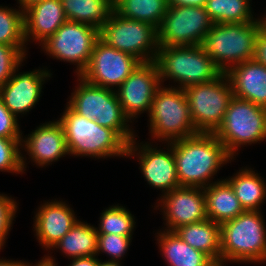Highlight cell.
Returning <instances> with one entry per match:
<instances>
[{"mask_svg":"<svg viewBox=\"0 0 266 266\" xmlns=\"http://www.w3.org/2000/svg\"><path fill=\"white\" fill-rule=\"evenodd\" d=\"M170 144L180 187L205 188L220 181L224 178L214 176L235 160L214 133H197Z\"/></svg>","mask_w":266,"mask_h":266,"instance_id":"obj_1","label":"cell"},{"mask_svg":"<svg viewBox=\"0 0 266 266\" xmlns=\"http://www.w3.org/2000/svg\"><path fill=\"white\" fill-rule=\"evenodd\" d=\"M60 116L57 120L63 127L69 156L127 159L128 143L115 130L76 113L68 104Z\"/></svg>","mask_w":266,"mask_h":266,"instance_id":"obj_2","label":"cell"},{"mask_svg":"<svg viewBox=\"0 0 266 266\" xmlns=\"http://www.w3.org/2000/svg\"><path fill=\"white\" fill-rule=\"evenodd\" d=\"M261 211H244L220 224L221 266L266 264V222Z\"/></svg>","mask_w":266,"mask_h":266,"instance_id":"obj_3","label":"cell"},{"mask_svg":"<svg viewBox=\"0 0 266 266\" xmlns=\"http://www.w3.org/2000/svg\"><path fill=\"white\" fill-rule=\"evenodd\" d=\"M155 62L161 85L185 89L218 78L222 71L206 53L202 45L159 47ZM169 85H165V81ZM170 81L177 85H170Z\"/></svg>","mask_w":266,"mask_h":266,"instance_id":"obj_4","label":"cell"},{"mask_svg":"<svg viewBox=\"0 0 266 266\" xmlns=\"http://www.w3.org/2000/svg\"><path fill=\"white\" fill-rule=\"evenodd\" d=\"M75 77L77 86H74L66 103L76 113L115 130L128 144L138 136L123 112L116 90L95 86L80 76Z\"/></svg>","mask_w":266,"mask_h":266,"instance_id":"obj_5","label":"cell"},{"mask_svg":"<svg viewBox=\"0 0 266 266\" xmlns=\"http://www.w3.org/2000/svg\"><path fill=\"white\" fill-rule=\"evenodd\" d=\"M148 133L154 143H170L197 134L183 89L161 85L148 114ZM157 141V142H156Z\"/></svg>","mask_w":266,"mask_h":266,"instance_id":"obj_6","label":"cell"},{"mask_svg":"<svg viewBox=\"0 0 266 266\" xmlns=\"http://www.w3.org/2000/svg\"><path fill=\"white\" fill-rule=\"evenodd\" d=\"M259 30L258 20L213 24L202 46L222 73H226L232 66L254 59Z\"/></svg>","mask_w":266,"mask_h":266,"instance_id":"obj_7","label":"cell"},{"mask_svg":"<svg viewBox=\"0 0 266 266\" xmlns=\"http://www.w3.org/2000/svg\"><path fill=\"white\" fill-rule=\"evenodd\" d=\"M214 134L236 160L241 147L266 141V108L233 96Z\"/></svg>","mask_w":266,"mask_h":266,"instance_id":"obj_8","label":"cell"},{"mask_svg":"<svg viewBox=\"0 0 266 266\" xmlns=\"http://www.w3.org/2000/svg\"><path fill=\"white\" fill-rule=\"evenodd\" d=\"M99 39L136 57L141 63L155 61L157 57V28L150 23L119 16L115 11L99 29Z\"/></svg>","mask_w":266,"mask_h":266,"instance_id":"obj_9","label":"cell"},{"mask_svg":"<svg viewBox=\"0 0 266 266\" xmlns=\"http://www.w3.org/2000/svg\"><path fill=\"white\" fill-rule=\"evenodd\" d=\"M184 92L197 132L215 133L221 126L233 97L231 82L226 73L211 82L189 86Z\"/></svg>","mask_w":266,"mask_h":266,"instance_id":"obj_10","label":"cell"},{"mask_svg":"<svg viewBox=\"0 0 266 266\" xmlns=\"http://www.w3.org/2000/svg\"><path fill=\"white\" fill-rule=\"evenodd\" d=\"M99 29L85 23L67 20L40 46L49 58L75 65V76L87 68Z\"/></svg>","mask_w":266,"mask_h":266,"instance_id":"obj_11","label":"cell"},{"mask_svg":"<svg viewBox=\"0 0 266 266\" xmlns=\"http://www.w3.org/2000/svg\"><path fill=\"white\" fill-rule=\"evenodd\" d=\"M213 25L205 6L169 5L158 32V46L202 45Z\"/></svg>","mask_w":266,"mask_h":266,"instance_id":"obj_12","label":"cell"},{"mask_svg":"<svg viewBox=\"0 0 266 266\" xmlns=\"http://www.w3.org/2000/svg\"><path fill=\"white\" fill-rule=\"evenodd\" d=\"M137 138L139 137L136 136L128 144L127 158L138 160V169L147 184L155 190H160L161 196L180 187L172 145L163 143L161 148V144H154L153 141L140 142Z\"/></svg>","mask_w":266,"mask_h":266,"instance_id":"obj_13","label":"cell"},{"mask_svg":"<svg viewBox=\"0 0 266 266\" xmlns=\"http://www.w3.org/2000/svg\"><path fill=\"white\" fill-rule=\"evenodd\" d=\"M140 63L136 57L98 39L80 77L92 85L116 90Z\"/></svg>","mask_w":266,"mask_h":266,"instance_id":"obj_14","label":"cell"},{"mask_svg":"<svg viewBox=\"0 0 266 266\" xmlns=\"http://www.w3.org/2000/svg\"><path fill=\"white\" fill-rule=\"evenodd\" d=\"M160 86L158 66L155 61H151L140 63L116 89L123 112L132 124L143 113L149 114L154 95Z\"/></svg>","mask_w":266,"mask_h":266,"instance_id":"obj_15","label":"cell"},{"mask_svg":"<svg viewBox=\"0 0 266 266\" xmlns=\"http://www.w3.org/2000/svg\"><path fill=\"white\" fill-rule=\"evenodd\" d=\"M158 197L153 209H160L163 215L166 227L162 230L174 232L181 226L208 219L203 188L178 187Z\"/></svg>","mask_w":266,"mask_h":266,"instance_id":"obj_16","label":"cell"},{"mask_svg":"<svg viewBox=\"0 0 266 266\" xmlns=\"http://www.w3.org/2000/svg\"><path fill=\"white\" fill-rule=\"evenodd\" d=\"M25 59L15 68L12 77L0 87V97L8 110L17 118L27 116V113L39 104L44 84L52 78L51 69L47 66L32 71L19 70L25 65ZM24 63V64H23Z\"/></svg>","mask_w":266,"mask_h":266,"instance_id":"obj_17","label":"cell"},{"mask_svg":"<svg viewBox=\"0 0 266 266\" xmlns=\"http://www.w3.org/2000/svg\"><path fill=\"white\" fill-rule=\"evenodd\" d=\"M25 152V153H24ZM28 155V157L26 156ZM69 156L61 123L54 119L45 121L36 126L30 134H22L21 138V164L23 171L26 172L27 164L33 163L38 168H46ZM30 160L29 162L27 161Z\"/></svg>","mask_w":266,"mask_h":266,"instance_id":"obj_18","label":"cell"},{"mask_svg":"<svg viewBox=\"0 0 266 266\" xmlns=\"http://www.w3.org/2000/svg\"><path fill=\"white\" fill-rule=\"evenodd\" d=\"M67 200H44L34 212L33 232L37 243L46 252L61 240L79 221Z\"/></svg>","mask_w":266,"mask_h":266,"instance_id":"obj_19","label":"cell"},{"mask_svg":"<svg viewBox=\"0 0 266 266\" xmlns=\"http://www.w3.org/2000/svg\"><path fill=\"white\" fill-rule=\"evenodd\" d=\"M67 21L61 0H43L24 11L26 45L36 42L38 47Z\"/></svg>","mask_w":266,"mask_h":266,"instance_id":"obj_20","label":"cell"},{"mask_svg":"<svg viewBox=\"0 0 266 266\" xmlns=\"http://www.w3.org/2000/svg\"><path fill=\"white\" fill-rule=\"evenodd\" d=\"M226 75L233 96L266 108V66L253 59L232 66Z\"/></svg>","mask_w":266,"mask_h":266,"instance_id":"obj_21","label":"cell"},{"mask_svg":"<svg viewBox=\"0 0 266 266\" xmlns=\"http://www.w3.org/2000/svg\"><path fill=\"white\" fill-rule=\"evenodd\" d=\"M98 232L95 225L87 223V221L79 220L71 230L59 240L47 253L44 259L58 266L56 258L52 253L61 252L63 257L68 259L78 257L97 256ZM57 249V250H56Z\"/></svg>","mask_w":266,"mask_h":266,"instance_id":"obj_22","label":"cell"},{"mask_svg":"<svg viewBox=\"0 0 266 266\" xmlns=\"http://www.w3.org/2000/svg\"><path fill=\"white\" fill-rule=\"evenodd\" d=\"M157 231L156 244L168 266H218L208 255L189 246L175 232Z\"/></svg>","mask_w":266,"mask_h":266,"instance_id":"obj_23","label":"cell"},{"mask_svg":"<svg viewBox=\"0 0 266 266\" xmlns=\"http://www.w3.org/2000/svg\"><path fill=\"white\" fill-rule=\"evenodd\" d=\"M224 179L232 187L245 211H262L261 206L266 201V180L257 170L246 165Z\"/></svg>","mask_w":266,"mask_h":266,"instance_id":"obj_24","label":"cell"},{"mask_svg":"<svg viewBox=\"0 0 266 266\" xmlns=\"http://www.w3.org/2000/svg\"><path fill=\"white\" fill-rule=\"evenodd\" d=\"M176 235L221 266L220 224L210 219L179 227Z\"/></svg>","mask_w":266,"mask_h":266,"instance_id":"obj_25","label":"cell"},{"mask_svg":"<svg viewBox=\"0 0 266 266\" xmlns=\"http://www.w3.org/2000/svg\"><path fill=\"white\" fill-rule=\"evenodd\" d=\"M203 190L206 196L207 217L213 222L222 224L245 211L225 179L214 182Z\"/></svg>","mask_w":266,"mask_h":266,"instance_id":"obj_26","label":"cell"},{"mask_svg":"<svg viewBox=\"0 0 266 266\" xmlns=\"http://www.w3.org/2000/svg\"><path fill=\"white\" fill-rule=\"evenodd\" d=\"M67 20L100 29L114 12L112 0H61Z\"/></svg>","mask_w":266,"mask_h":266,"instance_id":"obj_27","label":"cell"},{"mask_svg":"<svg viewBox=\"0 0 266 266\" xmlns=\"http://www.w3.org/2000/svg\"><path fill=\"white\" fill-rule=\"evenodd\" d=\"M169 7L168 0H115L114 11L122 17L150 23L157 29Z\"/></svg>","mask_w":266,"mask_h":266,"instance_id":"obj_28","label":"cell"},{"mask_svg":"<svg viewBox=\"0 0 266 266\" xmlns=\"http://www.w3.org/2000/svg\"><path fill=\"white\" fill-rule=\"evenodd\" d=\"M251 6L252 0H207L205 3L213 24L257 21Z\"/></svg>","mask_w":266,"mask_h":266,"instance_id":"obj_29","label":"cell"},{"mask_svg":"<svg viewBox=\"0 0 266 266\" xmlns=\"http://www.w3.org/2000/svg\"><path fill=\"white\" fill-rule=\"evenodd\" d=\"M120 205V206H119ZM105 209V210H104ZM102 210L99 216L98 235L117 234L133 236L136 229V217L130 210L121 204H112Z\"/></svg>","mask_w":266,"mask_h":266,"instance_id":"obj_30","label":"cell"},{"mask_svg":"<svg viewBox=\"0 0 266 266\" xmlns=\"http://www.w3.org/2000/svg\"><path fill=\"white\" fill-rule=\"evenodd\" d=\"M15 7L0 5V44L27 47L24 36V12L18 6Z\"/></svg>","mask_w":266,"mask_h":266,"instance_id":"obj_31","label":"cell"},{"mask_svg":"<svg viewBox=\"0 0 266 266\" xmlns=\"http://www.w3.org/2000/svg\"><path fill=\"white\" fill-rule=\"evenodd\" d=\"M0 171L25 174L21 164V139L0 137Z\"/></svg>","mask_w":266,"mask_h":266,"instance_id":"obj_32","label":"cell"},{"mask_svg":"<svg viewBox=\"0 0 266 266\" xmlns=\"http://www.w3.org/2000/svg\"><path fill=\"white\" fill-rule=\"evenodd\" d=\"M132 239L133 236H120L117 234L98 235L97 257L104 253L109 257L108 261L121 262L129 250Z\"/></svg>","mask_w":266,"mask_h":266,"instance_id":"obj_33","label":"cell"},{"mask_svg":"<svg viewBox=\"0 0 266 266\" xmlns=\"http://www.w3.org/2000/svg\"><path fill=\"white\" fill-rule=\"evenodd\" d=\"M28 47H14L0 44V87H2L14 74L15 68L27 59Z\"/></svg>","mask_w":266,"mask_h":266,"instance_id":"obj_34","label":"cell"},{"mask_svg":"<svg viewBox=\"0 0 266 266\" xmlns=\"http://www.w3.org/2000/svg\"><path fill=\"white\" fill-rule=\"evenodd\" d=\"M19 203L5 193H0V252L6 247L8 235L13 228V221L17 217Z\"/></svg>","mask_w":266,"mask_h":266,"instance_id":"obj_35","label":"cell"},{"mask_svg":"<svg viewBox=\"0 0 266 266\" xmlns=\"http://www.w3.org/2000/svg\"><path fill=\"white\" fill-rule=\"evenodd\" d=\"M20 126L19 120L8 110L0 97V137L21 139L23 131Z\"/></svg>","mask_w":266,"mask_h":266,"instance_id":"obj_36","label":"cell"},{"mask_svg":"<svg viewBox=\"0 0 266 266\" xmlns=\"http://www.w3.org/2000/svg\"><path fill=\"white\" fill-rule=\"evenodd\" d=\"M254 60L266 66V33L261 29L256 38Z\"/></svg>","mask_w":266,"mask_h":266,"instance_id":"obj_37","label":"cell"},{"mask_svg":"<svg viewBox=\"0 0 266 266\" xmlns=\"http://www.w3.org/2000/svg\"><path fill=\"white\" fill-rule=\"evenodd\" d=\"M68 266H99L100 259L97 256L78 257L70 259Z\"/></svg>","mask_w":266,"mask_h":266,"instance_id":"obj_38","label":"cell"},{"mask_svg":"<svg viewBox=\"0 0 266 266\" xmlns=\"http://www.w3.org/2000/svg\"><path fill=\"white\" fill-rule=\"evenodd\" d=\"M169 5L205 6L206 0H168Z\"/></svg>","mask_w":266,"mask_h":266,"instance_id":"obj_39","label":"cell"},{"mask_svg":"<svg viewBox=\"0 0 266 266\" xmlns=\"http://www.w3.org/2000/svg\"><path fill=\"white\" fill-rule=\"evenodd\" d=\"M28 261L0 258V266H25Z\"/></svg>","mask_w":266,"mask_h":266,"instance_id":"obj_40","label":"cell"},{"mask_svg":"<svg viewBox=\"0 0 266 266\" xmlns=\"http://www.w3.org/2000/svg\"><path fill=\"white\" fill-rule=\"evenodd\" d=\"M17 1L16 6H18L23 12L29 7L33 6L36 3L42 2L43 0H15Z\"/></svg>","mask_w":266,"mask_h":266,"instance_id":"obj_41","label":"cell"},{"mask_svg":"<svg viewBox=\"0 0 266 266\" xmlns=\"http://www.w3.org/2000/svg\"><path fill=\"white\" fill-rule=\"evenodd\" d=\"M262 14L263 13H261L260 16L257 15V20L259 23V28L266 33V10L264 14L263 15Z\"/></svg>","mask_w":266,"mask_h":266,"instance_id":"obj_42","label":"cell"},{"mask_svg":"<svg viewBox=\"0 0 266 266\" xmlns=\"http://www.w3.org/2000/svg\"><path fill=\"white\" fill-rule=\"evenodd\" d=\"M25 266H57L56 264H52L48 261H46L43 257L41 258V260H38V262L35 264L27 262Z\"/></svg>","mask_w":266,"mask_h":266,"instance_id":"obj_43","label":"cell"},{"mask_svg":"<svg viewBox=\"0 0 266 266\" xmlns=\"http://www.w3.org/2000/svg\"><path fill=\"white\" fill-rule=\"evenodd\" d=\"M121 263L122 262H118V261H108V260L102 261L100 258L99 266H123L121 265Z\"/></svg>","mask_w":266,"mask_h":266,"instance_id":"obj_44","label":"cell"}]
</instances>
